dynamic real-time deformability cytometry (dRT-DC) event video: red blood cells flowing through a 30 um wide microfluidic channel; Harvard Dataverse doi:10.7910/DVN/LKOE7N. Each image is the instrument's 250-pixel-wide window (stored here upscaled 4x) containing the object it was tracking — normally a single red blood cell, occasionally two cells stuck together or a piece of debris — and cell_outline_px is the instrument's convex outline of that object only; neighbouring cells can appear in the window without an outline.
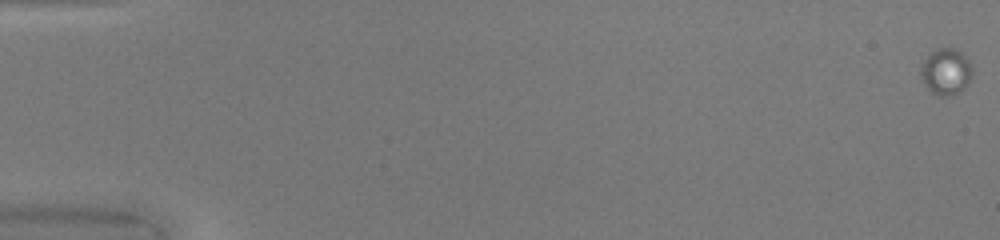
{"species": "common noctule bat (a hibernating species)", "species_latin": "Nyctalus noctula", "temperature_condition": "warm", "stored_images_in_passage": 38, "camera_frame_rate_fps": 3000, "um_per_image_px": 0.085, "animal": {"sex": "female", "body_mass_g": 20.0, "forearm_length_mm": 54.0}, "frame": {"image": 1, "passage_image": 1, "time_ms": 0.0, "image_size_px": [1000, 240], "cell_outline_px": [[972, 76], [968, 84], [960, 92], [952, 96], [940, 96], [932, 92], [924, 84], [920, 72], [920, 64], [932, 52], [940, 48], [956, 48], [972, 64]], "centroid_in_image_um": [80.42, 6.1], "position_along_channel_um": 4.6, "area_um2": 13.99}}